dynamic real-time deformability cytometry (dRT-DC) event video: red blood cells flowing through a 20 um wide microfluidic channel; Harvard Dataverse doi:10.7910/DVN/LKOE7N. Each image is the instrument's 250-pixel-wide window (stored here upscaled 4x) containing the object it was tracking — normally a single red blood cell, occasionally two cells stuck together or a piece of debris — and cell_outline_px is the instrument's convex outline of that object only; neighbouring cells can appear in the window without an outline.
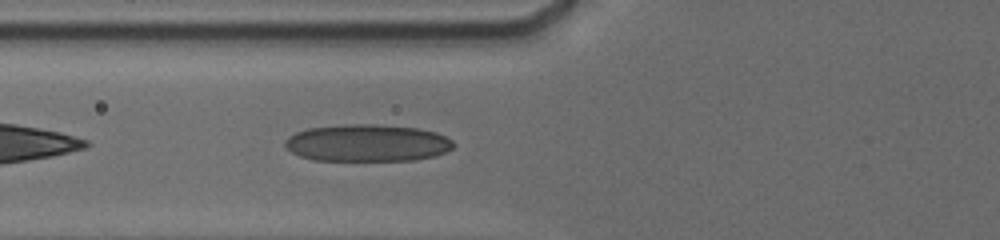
{"species": "human", "species_latin": "Homo sapiens", "temperature_condition": "cold", "stored_images_in_passage": 26, "camera_frame_rate_fps": 3000, "um_per_image_px": 0.085, "donor": {"sex": "male"}, "frame": {"image": 1, "passage_image": 3, "time_ms": 1.0, "image_size_px": [1000, 240], "cell_outline_px": [[452, 148], [436, 156], [412, 160], [312, 160], [300, 156], [292, 152], [284, 144], [284, 140], [288, 136], [296, 132], [308, 128], [348, 124], [376, 124], [416, 128], [436, 132], [452, 140]], "centroid_in_image_um": [31.19, 12.15], "position_along_channel_um": 94.6, "area_um2": 36.3}}
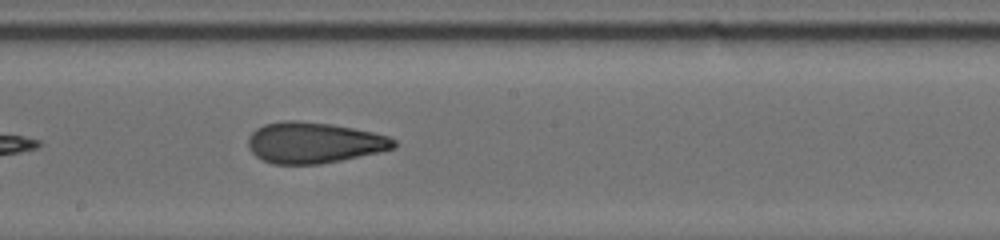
{"frame": {"image": 2, "passage_image": 11, "time_ms": 4.333, "image_size_px": [1000, 240], "cell_outline_px": [[396, 148], [380, 152], [320, 164], [272, 164], [256, 156], [248, 148], [248, 140], [252, 132], [256, 128], [264, 124], [284, 120], [296, 120], [332, 124], [372, 132], [388, 136], [396, 140]], "centroid_in_image_um": [26.68, 12.12], "position_along_channel_um": 221.5, "area_um2": 34.8}}
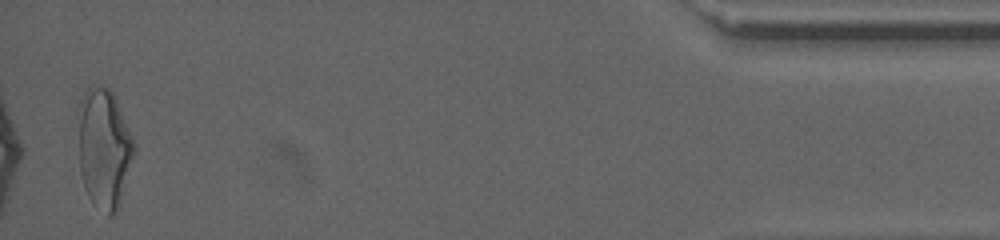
{"frame": {"image": 3, "passage_image": 26, "time_ms": 11.667, "image_size_px": [1000, 240], "cell_outline_px": [[136, 152], [120, 204], [116, 212], [112, 216], [108, 216], [88, 196], [84, 188], [80, 172], [76, 108], [84, 92], [88, 88], [96, 84], [108, 88], [112, 92], [116, 100], [136, 144]], "centroid_in_image_um": [8.83, 12.58], "position_along_channel_um": 426.4, "area_um2": 39.77}, "authors_computed_cell_mechanics": {"area_um2": 34.7956, "velocity_mm_per_s": 3.7913, "shape_relaxation_time_tau1_ms": 10.134, "shape_relaxation_time_tau2_ms": 1.8628, "deformation_change_tau1": 0.2401, "deformation_change_tau2": 0.0968}}